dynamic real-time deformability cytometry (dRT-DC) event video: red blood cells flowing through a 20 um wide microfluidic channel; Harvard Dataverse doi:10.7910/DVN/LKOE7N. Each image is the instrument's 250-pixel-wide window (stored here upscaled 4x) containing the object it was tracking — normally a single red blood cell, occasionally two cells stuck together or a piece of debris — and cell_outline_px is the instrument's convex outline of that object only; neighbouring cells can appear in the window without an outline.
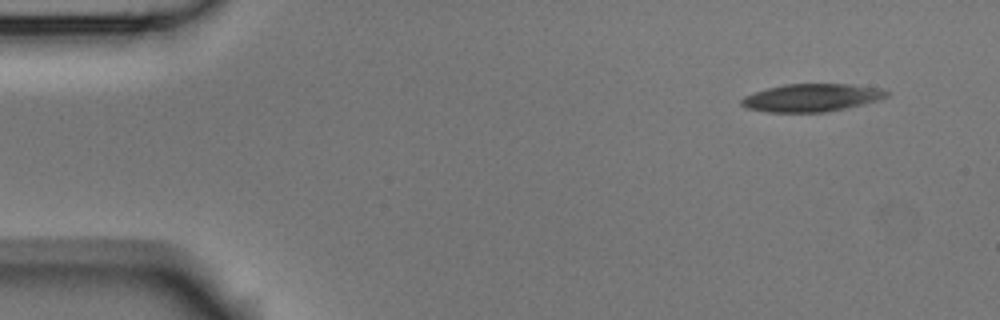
{"species": "Egyptian fruit bat (a non-hibernating species)", "species_latin": "Rousettus aegyptiacus", "temperature_condition": "room temperature", "stored_images_in_passage": 6, "camera_frame_rate_fps": 3000, "um_per_image_px": 0.085, "animal": {"sex": "male"}, "frame": {"image": 1, "passage_image": 1, "time_ms": 0.0, "image_size_px": [1000, 320], "cell_outline_px": [[892, 92], [888, 96], [880, 100], [844, 108], [824, 112], [768, 112], [748, 108], [740, 104], [740, 100], [744, 96], [768, 88], [784, 84], [852, 84], [884, 88]], "centroid_in_image_um": [69.05, 8.29], "position_along_channel_um": 15.9, "area_um2": 23.58}}
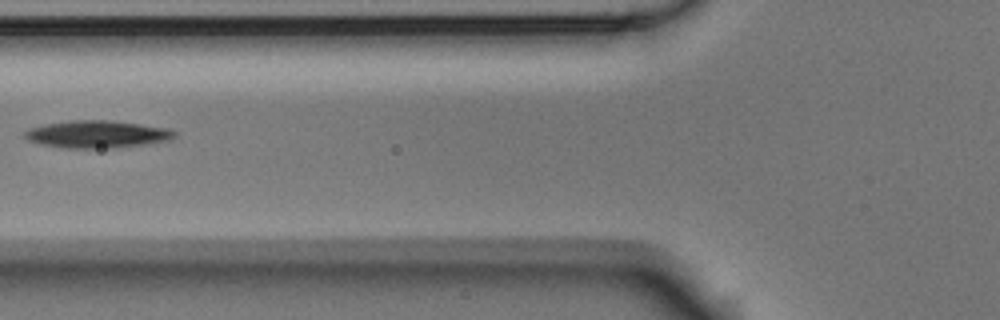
{"frame": {"image": 2, "passage_image": 5, "time_ms": 1.333, "image_size_px": [1000, 320], "cell_outline_px": [[176, 136], [172, 140], [116, 148], [64, 148], [40, 144], [28, 140], [24, 136], [24, 132], [28, 128], [44, 124], [72, 120], [108, 120], [140, 124], [168, 128], [176, 132]], "centroid_in_image_um": [8.25, 11.41], "position_along_channel_um": 117.6, "area_um2": 24.04}}
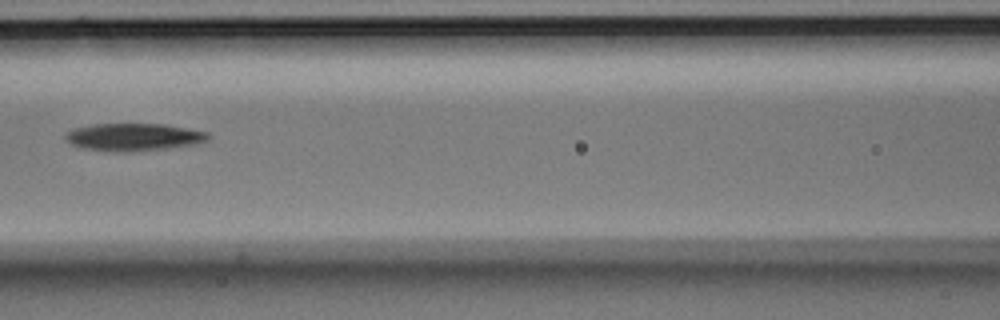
{"frame": {"image": 3, "passage_image": 6, "time_ms": 1.667, "image_size_px": [1000, 320], "cell_outline_px": [[212, 136], [208, 140], [196, 144], [168, 148], [132, 152], [116, 152], [80, 148], [64, 140], [64, 132], [72, 128], [92, 124], [164, 124], [208, 132]], "centroid_in_image_um": [11.32, 11.65], "position_along_channel_um": 155.3, "area_um2": 23.29}}